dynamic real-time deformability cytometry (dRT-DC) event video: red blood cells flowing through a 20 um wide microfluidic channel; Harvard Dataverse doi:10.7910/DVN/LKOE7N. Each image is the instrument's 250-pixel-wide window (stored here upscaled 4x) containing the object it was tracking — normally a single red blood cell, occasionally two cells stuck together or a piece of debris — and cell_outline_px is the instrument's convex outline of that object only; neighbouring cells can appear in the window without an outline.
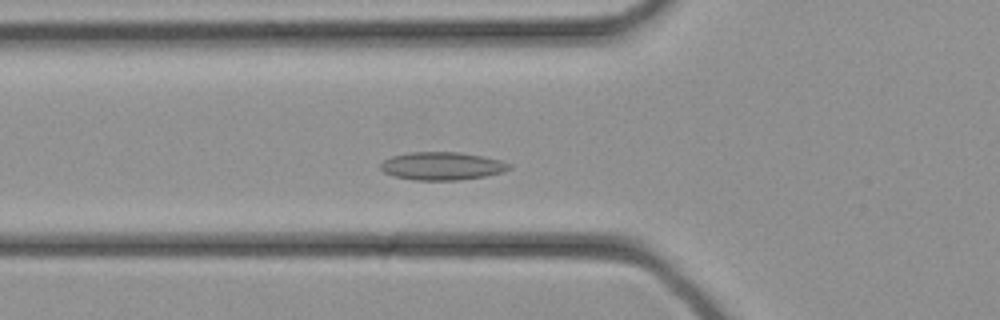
{"species": "common noctule bat (a hibernating species)", "species_latin": "Nyctalus noctula", "temperature_condition": "cold", "stored_images_in_passage": 32, "camera_frame_rate_fps": 3000, "um_per_image_px": 0.085, "animal": {"sex": "female", "body_mass_g": 21.9}, "frame": {"image": 1, "passage_image": 10, "time_ms": 3.0, "image_size_px": [1000, 320], "cell_outline_px": [[512, 168], [500, 172], [484, 176], [456, 180], [412, 180], [392, 176], [384, 172], [380, 168], [380, 164], [384, 160], [392, 156], [408, 152], [460, 152], [484, 156], [500, 160], [512, 164]], "centroid_in_image_um": [37.55, 14.1], "position_along_channel_um": 88.3, "area_um2": 21.04}}
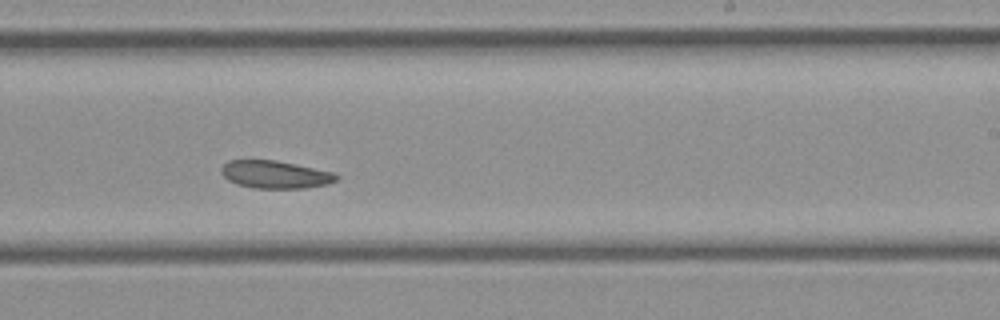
{"frame": {"image": 2, "passage_image": 19, "time_ms": 6.0, "image_size_px": [1000, 320], "cell_outline_px": [[340, 180], [328, 184], [304, 188], [252, 188], [236, 184], [228, 180], [220, 172], [220, 168], [228, 160], [276, 160], [336, 172], [340, 176]], "centroid_in_image_um": [23.43, 14.83], "position_along_channel_um": 265.6, "area_um2": 18.9}}
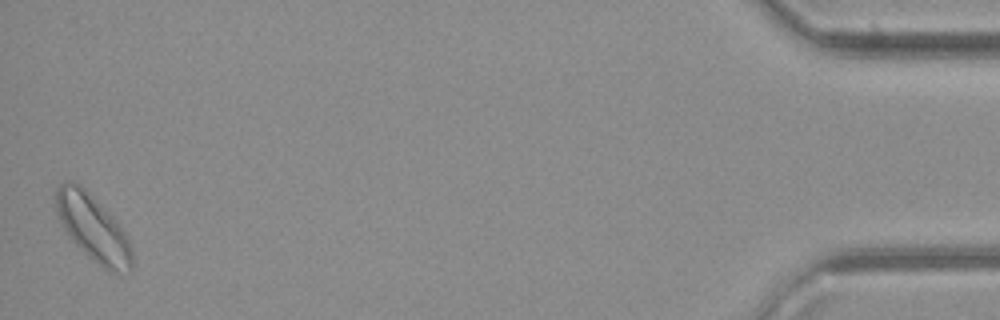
{"frame": {"image": 3, "passage_image": 32, "time_ms": 10.333, "image_size_px": [1000, 320], "cell_outline_px": [[132, 268], [128, 272], [108, 272], [92, 260], [72, 240], [64, 228], [56, 212], [56, 188], [64, 180], [72, 180], [80, 184], [116, 220], [124, 232], [128, 240], [132, 252]], "centroid_in_image_um": [7.9, 19.38], "position_along_channel_um": 427.3, "area_um2": 29.13}}